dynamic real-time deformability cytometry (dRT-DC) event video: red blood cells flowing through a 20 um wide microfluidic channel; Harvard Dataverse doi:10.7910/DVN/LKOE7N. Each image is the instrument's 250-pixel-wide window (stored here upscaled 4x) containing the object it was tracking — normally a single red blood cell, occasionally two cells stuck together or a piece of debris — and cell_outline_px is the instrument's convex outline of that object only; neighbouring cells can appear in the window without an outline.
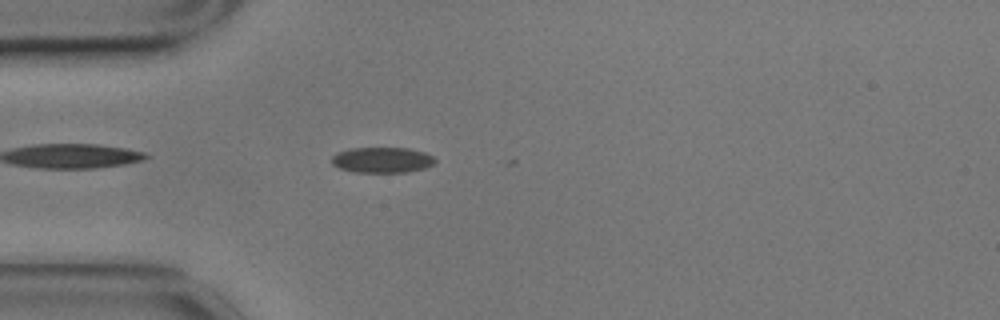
{"species": "common noctule bat (a hibernating species)", "species_latin": "Nyctalus noctula", "temperature_condition": "cold", "stored_images_in_passage": 6, "camera_frame_rate_fps": 3000, "um_per_image_px": 0.085, "animal": {"sex": "male", "body_mass_g": 17.9}, "frame": {"image": 1, "passage_image": 4, "time_ms": 1.0, "image_size_px": [1000, 320], "cell_outline_px": [[436, 164], [424, 168], [408, 172], [352, 172], [340, 168], [332, 164], [332, 156], [336, 152], [352, 148], [408, 148], [424, 152], [432, 156], [436, 160]], "centroid_in_image_um": [32.49, 13.6], "position_along_channel_um": 52.5, "area_um2": 15.49}}